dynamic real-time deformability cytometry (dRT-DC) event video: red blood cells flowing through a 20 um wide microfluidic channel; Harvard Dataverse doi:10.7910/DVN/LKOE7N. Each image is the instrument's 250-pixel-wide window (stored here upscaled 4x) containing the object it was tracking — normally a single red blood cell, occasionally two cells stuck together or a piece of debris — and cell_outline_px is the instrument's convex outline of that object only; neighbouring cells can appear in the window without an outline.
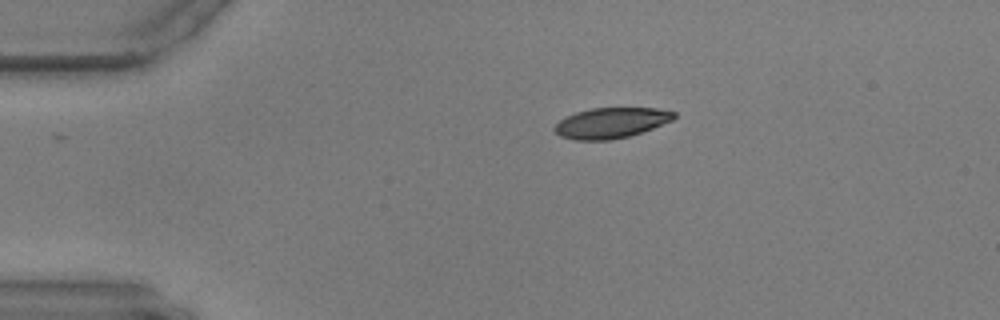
{"species": "common noctule bat (a hibernating species)", "species_latin": "Nyctalus noctula", "temperature_condition": "warm", "stored_images_in_passage": 47, "camera_frame_rate_fps": 3000, "um_per_image_px": 0.085, "animal": {"sex": "male", "body_mass_g": 17.9, "forearm_length_mm": 54.2}, "frame": {"image": 1, "passage_image": 1, "time_ms": 0.0, "image_size_px": [1000, 320], "cell_outline_px": [[676, 116], [672, 120], [652, 128], [628, 136], [612, 140], [576, 140], [560, 136], [552, 128], [560, 120], [576, 112], [592, 108], [660, 108], [676, 112]], "centroid_in_image_um": [51.94, 10.44], "position_along_channel_um": 33.1, "area_um2": 21.1}}
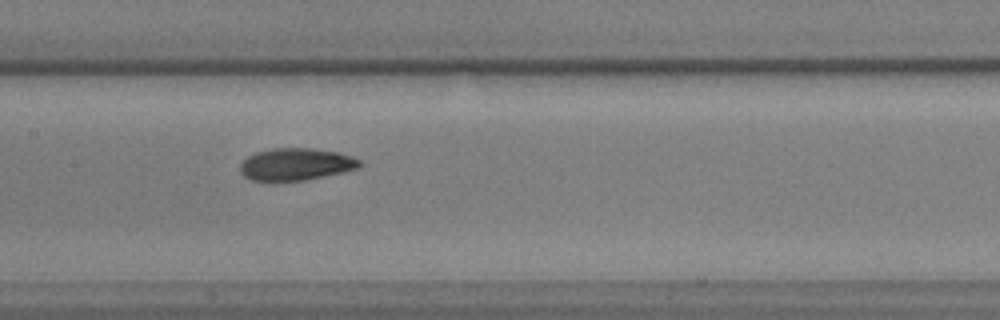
{"frame": {"image": 2, "passage_image": 18, "time_ms": 5.667, "image_size_px": [1000, 320], "cell_outline_px": [[364, 164], [360, 168], [344, 172], [304, 180], [272, 184], [268, 184], [248, 180], [240, 172], [240, 164], [248, 156], [256, 152], [272, 148], [312, 148], [336, 152], [352, 156], [360, 160]], "centroid_in_image_um": [25.11, 14.01], "position_along_channel_um": 182.3, "area_um2": 23.29}}
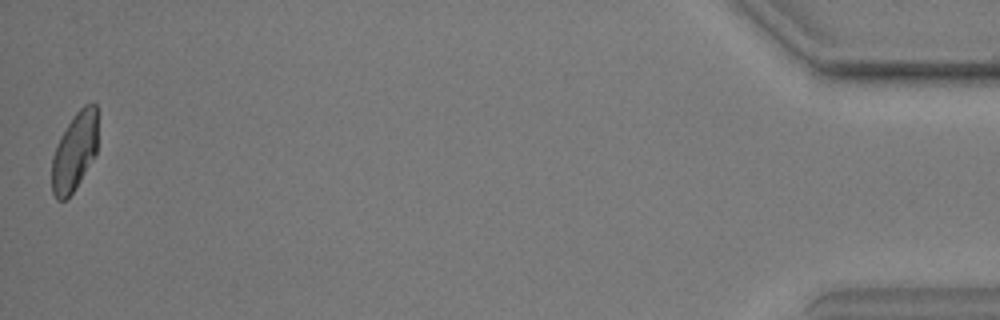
{"frame": {"image": 3, "passage_image": 47, "time_ms": 15.333, "image_size_px": [1000, 320], "cell_outline_px": [[96, 152], [80, 180], [72, 192], [64, 200], [56, 200], [52, 192], [52, 156], [60, 136], [76, 112], [84, 104], [96, 104]], "centroid_in_image_um": [6.3, 12.89], "position_along_channel_um": 428.9, "area_um2": 20.46}}